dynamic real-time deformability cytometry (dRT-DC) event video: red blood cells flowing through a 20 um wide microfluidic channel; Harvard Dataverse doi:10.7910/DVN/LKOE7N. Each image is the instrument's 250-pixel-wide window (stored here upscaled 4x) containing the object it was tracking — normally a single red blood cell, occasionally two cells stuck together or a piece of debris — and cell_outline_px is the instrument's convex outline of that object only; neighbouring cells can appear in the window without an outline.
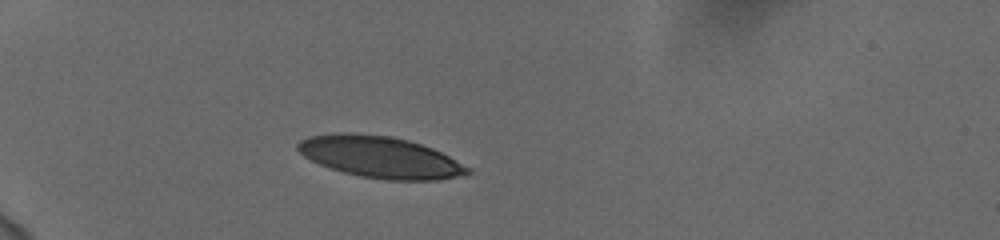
{"species": "human", "species_latin": "Homo sapiens", "temperature_condition": "cold", "stored_images_in_passage": 39, "camera_frame_rate_fps": 3000, "um_per_image_px": 0.085, "donor": {"sex": "female"}, "frame": {"image": 1, "passage_image": 1, "time_ms": 0.0, "image_size_px": [1000, 240], "cell_outline_px": [[472, 172], [456, 176], [436, 180], [384, 180], [360, 176], [344, 172], [320, 164], [304, 156], [296, 148], [296, 144], [300, 140], [308, 136], [336, 132], [352, 132], [388, 136], [408, 140], [432, 148], [472, 168]], "centroid_in_image_um": [32.29, 13.34], "position_along_channel_um": 52.7, "area_um2": 40.98}}
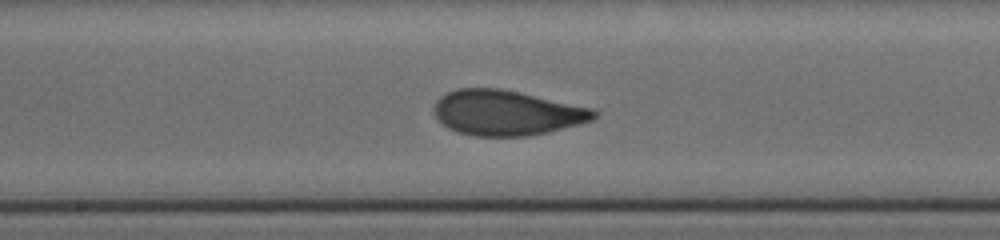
{"frame": {"image": 2, "passage_image": 16, "time_ms": 5.0, "image_size_px": [1000, 240], "cell_outline_px": [[600, 112], [592, 120], [580, 124], [548, 132], [528, 136], [476, 136], [460, 132], [448, 128], [436, 116], [436, 100], [440, 96], [456, 88], [500, 88], [520, 92], [592, 108]], "centroid_in_image_um": [43.1, 9.58], "position_along_channel_um": 205.1, "area_um2": 41.85}}
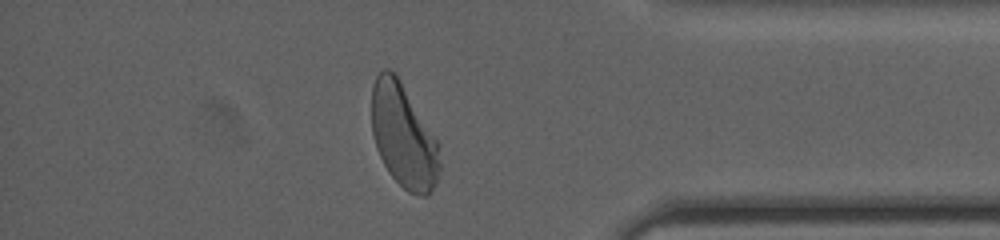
{"frame": {"image": 3, "passage_image": 33, "time_ms": 10.667, "image_size_px": [1000, 240], "cell_outline_px": [[440, 172], [436, 184], [428, 196], [420, 196], [408, 192], [388, 172], [376, 148], [372, 132], [372, 84], [376, 76], [384, 68], [388, 68], [396, 72], [436, 140], [440, 164]], "centroid_in_image_um": [34.28, 11.55], "position_along_channel_um": 400.9, "area_um2": 40.98}, "authors_computed_cell_mechanics": {"area_um2": 41.6738, "velocity_mm_per_s": 3.729, "shape_relaxation_time_tau1_ms": 4.0586, "shape_relaxation_time_tau2_ms": 0.7844, "deformation_change_tau1": 0.1719, "deformation_change_tau2": 0.0635}}